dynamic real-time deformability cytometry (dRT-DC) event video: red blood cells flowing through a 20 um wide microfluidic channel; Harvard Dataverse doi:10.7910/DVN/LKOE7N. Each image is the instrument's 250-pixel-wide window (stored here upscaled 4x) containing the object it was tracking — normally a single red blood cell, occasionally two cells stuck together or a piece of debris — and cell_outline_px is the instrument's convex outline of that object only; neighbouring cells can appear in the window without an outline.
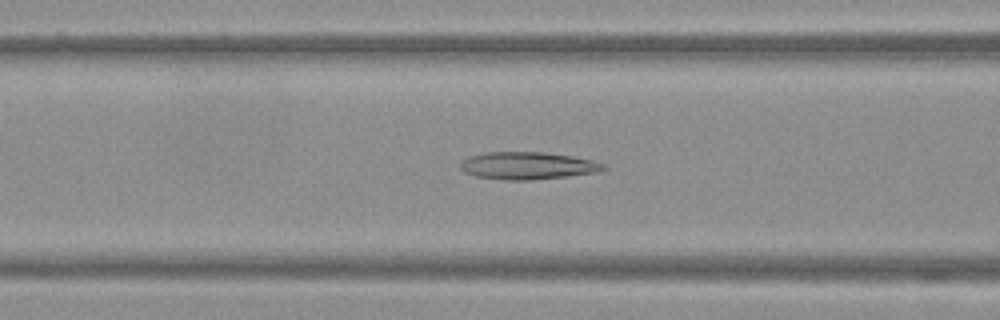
{"species": "Egyptian fruit bat (a non-hibernating species)", "species_latin": "Rousettus aegyptiacus", "temperature_condition": "warm", "stored_images_in_passage": 50, "camera_frame_rate_fps": 3000, "um_per_image_px": 0.085, "frame": {"image": 1, "passage_image": 20, "time_ms": 6.333, "image_size_px": [1000, 320], "cell_outline_px": [[608, 168], [600, 172], [568, 176], [532, 180], [504, 180], [476, 176], [464, 172], [460, 168], [460, 160], [468, 156], [488, 152], [544, 152], [572, 156], [592, 160], [604, 164]], "centroid_in_image_um": [44.85, 14.08], "position_along_channel_um": 121.8, "area_um2": 23.06}}
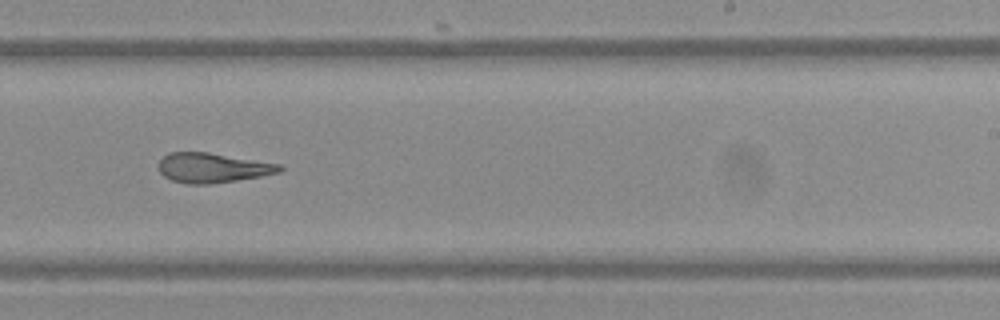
{"frame": {"image": 2, "passage_image": 31, "time_ms": 10.0, "image_size_px": [1000, 320], "cell_outline_px": [[284, 168], [280, 172], [260, 176], [236, 180], [208, 184], [188, 184], [172, 180], [164, 176], [160, 172], [156, 164], [168, 152], [208, 152], [280, 164]], "centroid_in_image_um": [18.03, 14.26], "position_along_channel_um": 271.0, "area_um2": 20.92}}
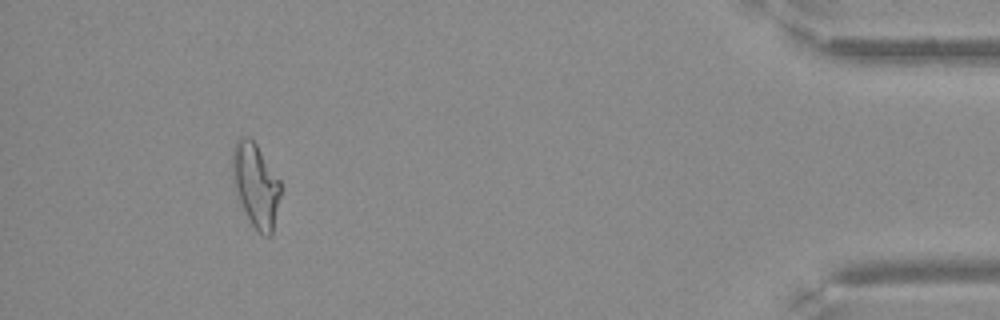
{"frame": {"image": 3, "passage_image": 46, "time_ms": 15.0, "image_size_px": [1000, 320], "cell_outline_px": [[280, 196], [272, 236], [264, 236], [252, 224], [240, 200], [232, 180], [232, 148], [236, 140], [240, 136], [248, 136], [256, 144], [280, 180]], "centroid_in_image_um": [21.73, 15.69], "position_along_channel_um": 413.5, "area_um2": 23.24}}